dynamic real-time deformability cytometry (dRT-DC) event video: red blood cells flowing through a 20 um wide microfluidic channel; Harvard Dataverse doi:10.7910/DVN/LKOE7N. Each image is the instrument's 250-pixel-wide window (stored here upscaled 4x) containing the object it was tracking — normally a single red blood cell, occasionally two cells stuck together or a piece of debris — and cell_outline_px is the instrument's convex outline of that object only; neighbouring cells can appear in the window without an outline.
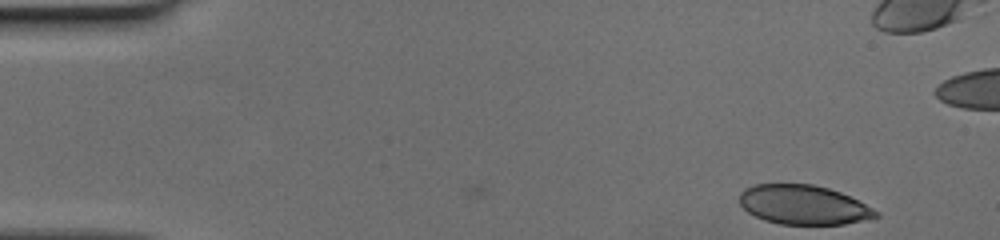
{"species": "human", "species_latin": "Homo sapiens", "temperature_condition": "cold", "stored_images_in_passage": 19, "camera_frame_rate_fps": 3000, "um_per_image_px": 0.085, "donor": {"sex": "female"}, "frame": {"image": 1, "passage_image": 1, "time_ms": 0.0, "image_size_px": [1000, 240], "cell_outline_px": [[880, 216], [844, 224], [780, 224], [764, 220], [748, 212], [740, 204], [740, 192], [744, 188], [752, 184], [812, 184], [828, 188], [840, 192], [880, 212]], "centroid_in_image_um": [68.26, 17.4], "position_along_channel_um": 16.7, "area_um2": 31.1}}
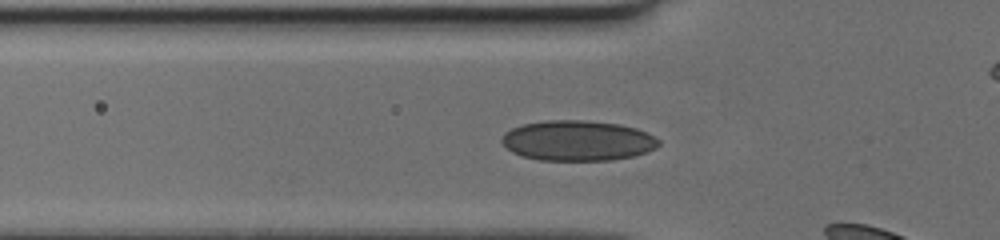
{"frame": {"image": 2, "passage_image": 14, "time_ms": 4.333, "image_size_px": [1000, 240], "cell_outline_px": [[660, 144], [656, 148], [648, 152], [632, 156], [612, 160], [540, 160], [524, 156], [512, 152], [500, 140], [504, 132], [512, 128], [524, 124], [548, 120], [580, 120], [616, 124], [636, 128], [648, 132], [660, 140]], "centroid_in_image_um": [49.12, 11.95], "position_along_channel_um": 76.7, "area_um2": 36.76}}
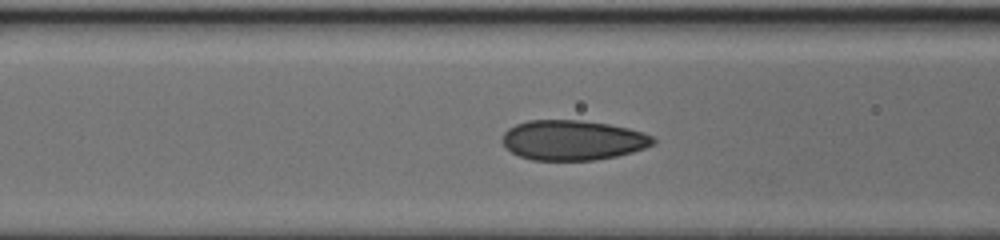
{"frame": {"image": 3, "passage_image": 17, "time_ms": 5.333, "image_size_px": [1000, 240], "cell_outline_px": [[656, 140], [652, 144], [644, 148], [632, 152], [616, 156], [592, 160], [532, 160], [520, 156], [512, 152], [500, 140], [504, 132], [508, 128], [516, 124], [528, 120], [576, 120], [608, 124], [628, 128], [644, 132], [652, 136]], "centroid_in_image_um": [48.66, 11.91], "position_along_channel_um": 117.9, "area_um2": 35.03}}